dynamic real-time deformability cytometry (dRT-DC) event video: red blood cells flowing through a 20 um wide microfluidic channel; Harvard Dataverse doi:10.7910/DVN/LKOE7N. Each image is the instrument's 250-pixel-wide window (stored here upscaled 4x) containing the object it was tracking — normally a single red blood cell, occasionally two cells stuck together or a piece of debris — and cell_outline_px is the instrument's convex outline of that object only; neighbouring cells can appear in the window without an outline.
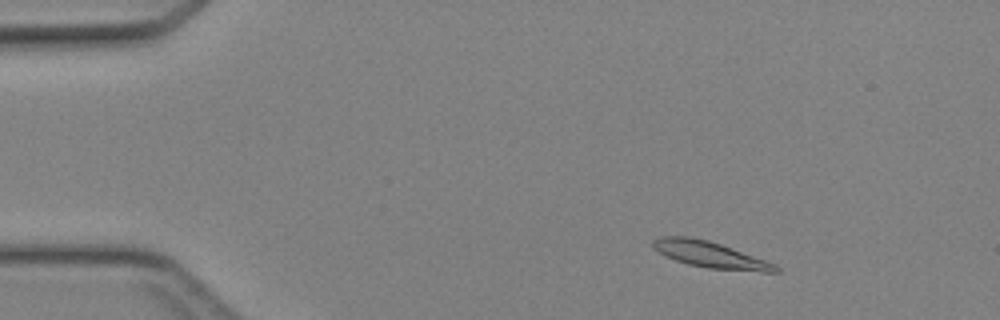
{"species": "Egyptian fruit bat (a non-hibernating species)", "species_latin": "Rousettus aegyptiacus", "temperature_condition": "cold", "stored_images_in_passage": 44, "camera_frame_rate_fps": 3000, "um_per_image_px": 0.085, "animal": {"sex": "female"}, "frame": {"image": 1, "passage_image": 5, "time_ms": 1.333, "image_size_px": [1000, 320], "cell_outline_px": [[780, 272], [764, 272], [708, 268], [688, 264], [664, 256], [652, 248], [652, 240], [664, 236], [688, 236], [708, 240], [720, 244], [776, 264], [780, 268]], "centroid_in_image_um": [60.34, 21.65], "position_along_channel_um": 24.7, "area_um2": 18.67}}
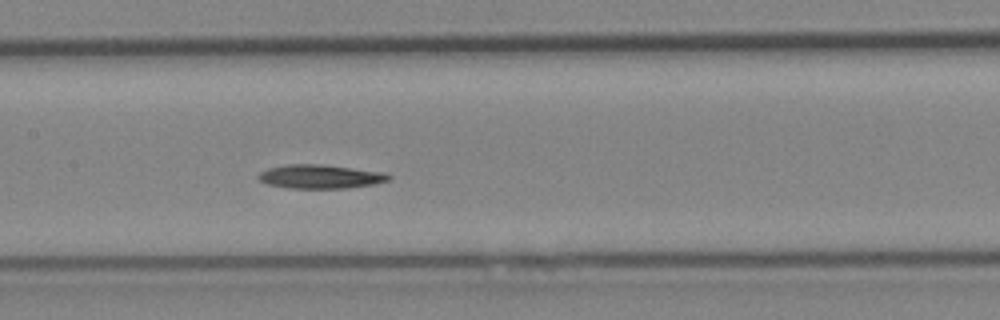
{"frame": {"image": 2, "passage_image": 21, "time_ms": 6.667, "image_size_px": [1000, 320], "cell_outline_px": [[392, 176], [388, 180], [372, 184], [348, 188], [288, 188], [268, 184], [260, 180], [256, 176], [260, 172], [268, 168], [284, 164], [324, 164], [380, 172]], "centroid_in_image_um": [27.16, 15.0], "position_along_channel_um": 180.2, "area_um2": 17.98}}
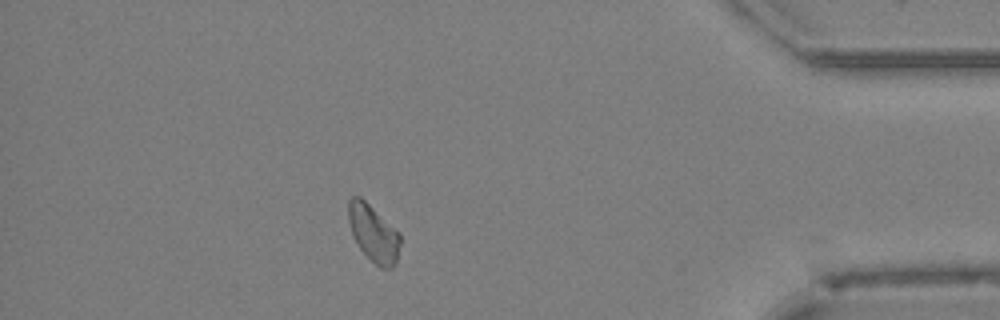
{"frame": {"image": 3, "passage_image": 39, "time_ms": 12.667, "image_size_px": [1000, 320], "cell_outline_px": [[400, 244], [396, 264], [392, 268], [380, 268], [360, 248], [352, 236], [348, 220], [348, 200], [352, 196], [360, 196], [400, 232]], "centroid_in_image_um": [31.74, 19.81], "position_along_channel_um": 403.5, "area_um2": 17.22}}